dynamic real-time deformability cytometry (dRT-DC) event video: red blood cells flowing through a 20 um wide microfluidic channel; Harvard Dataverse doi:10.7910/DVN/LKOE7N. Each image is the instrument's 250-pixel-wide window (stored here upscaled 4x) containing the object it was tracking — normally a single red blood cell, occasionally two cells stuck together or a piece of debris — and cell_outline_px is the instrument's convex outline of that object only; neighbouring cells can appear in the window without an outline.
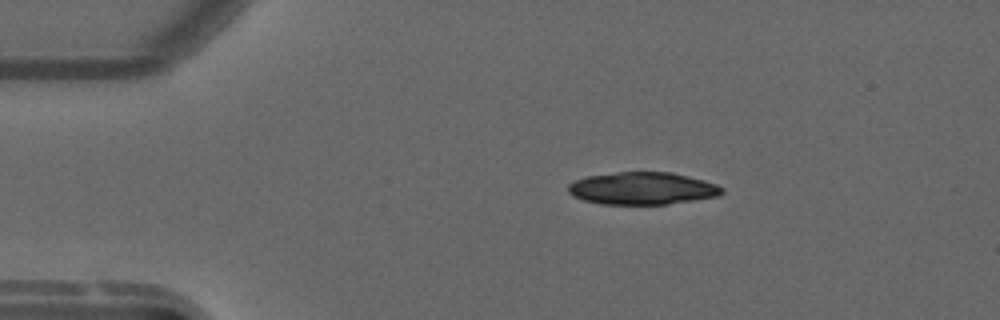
{"species": "common noctule bat (a hibernating species)", "species_latin": "Nyctalus noctula", "temperature_condition": "warm", "stored_images_in_passage": 4, "camera_frame_rate_fps": 3000, "um_per_image_px": 0.085, "animal": {"sex": "male", "forearm_length_mm": 52.5}, "frame": {"image": 1, "passage_image": 1, "time_ms": 0.0, "image_size_px": [1000, 320], "cell_outline_px": [[716, 192], [696, 196], [668, 200], [600, 200], [584, 196], [576, 192], [668, 176], [672, 176], [688, 180], [716, 188]], "centroid_in_image_um": [55.32, 16.16], "position_along_channel_um": 29.7, "area_um2": 15.26}}